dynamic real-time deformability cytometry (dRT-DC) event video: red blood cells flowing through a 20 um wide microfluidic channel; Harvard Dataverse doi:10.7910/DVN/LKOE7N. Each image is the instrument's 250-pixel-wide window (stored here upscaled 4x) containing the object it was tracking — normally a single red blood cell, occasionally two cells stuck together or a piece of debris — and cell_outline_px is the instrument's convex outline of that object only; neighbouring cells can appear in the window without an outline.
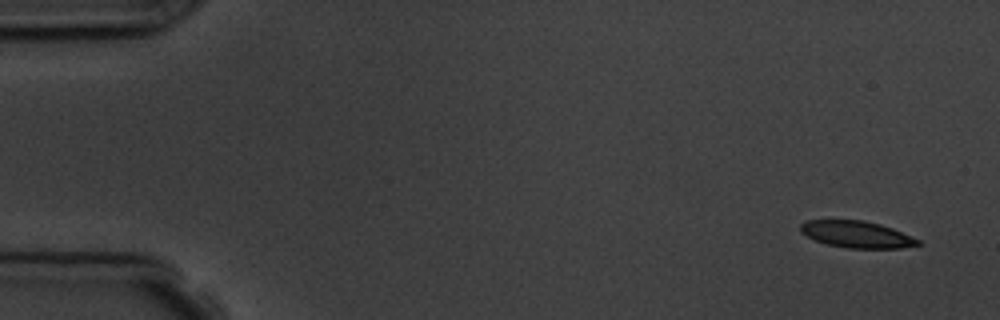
{"species": "common noctule bat (a hibernating species)", "species_latin": "Nyctalus noctula", "temperature_condition": "room temperature", "stored_images_in_passage": 6, "camera_frame_rate_fps": 3000, "um_per_image_px": 0.085, "animal": {"sex": "male", "body_mass_g": 19.5, "forearm_length_mm": 54.6}, "frame": {"image": 1, "passage_image": 1, "time_ms": 0.0, "image_size_px": [1000, 320], "cell_outline_px": [[920, 244], [900, 248], [848, 248], [828, 244], [816, 240], [800, 232], [800, 224], [804, 220], [864, 220], [880, 224], [892, 228], [920, 240]], "centroid_in_image_um": [72.8, 19.91], "position_along_channel_um": 12.2, "area_um2": 18.15}}
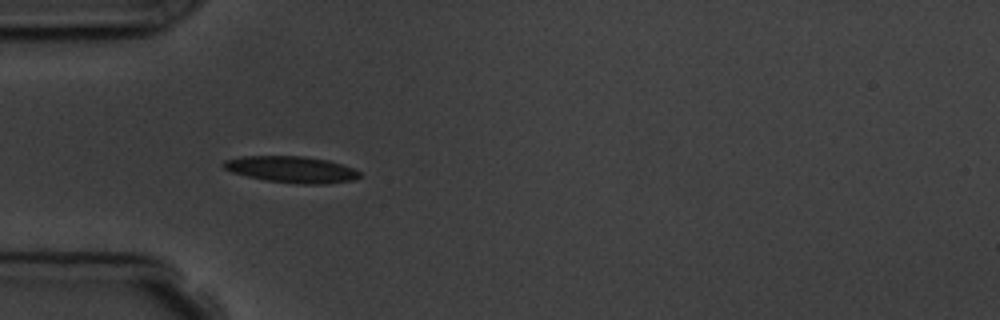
{"frame": {"image": 2, "passage_image": 5, "time_ms": 4.667, "image_size_px": [1000, 320], "cell_outline_px": [[360, 176], [352, 180], [324, 184], [296, 184], [264, 180], [232, 172], [224, 168], [220, 164], [224, 160], [240, 156], [304, 156], [328, 160], [352, 168], [360, 172]], "centroid_in_image_um": [24.73, 14.4], "position_along_channel_um": 60.3, "area_um2": 20.98}}